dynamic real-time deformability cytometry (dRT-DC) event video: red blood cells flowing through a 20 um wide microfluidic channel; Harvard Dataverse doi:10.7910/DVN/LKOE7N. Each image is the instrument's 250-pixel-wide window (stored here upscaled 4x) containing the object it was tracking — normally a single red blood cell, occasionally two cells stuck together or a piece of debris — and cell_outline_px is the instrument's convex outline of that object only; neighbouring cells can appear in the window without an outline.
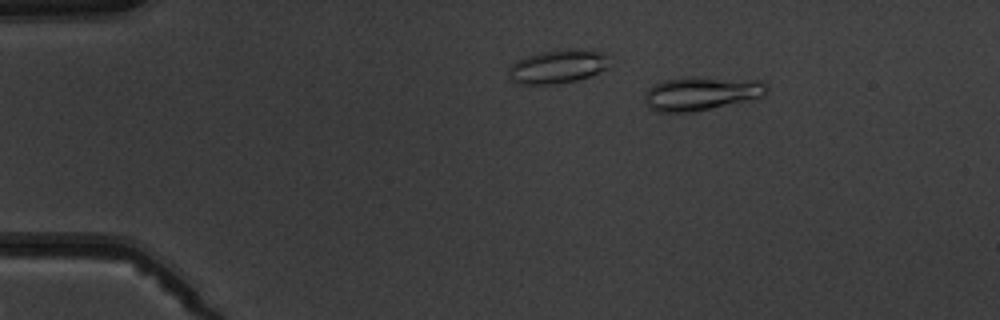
{"species": "common noctule bat (a hibernating species)", "species_latin": "Nyctalus noctula", "temperature_condition": "warm", "stored_images_in_passage": 5, "camera_frame_rate_fps": 3000, "um_per_image_px": 0.085, "animal": {"sex": "male", "body_mass_g": 19.5, "forearm_length_mm": 54.6}, "frame": {"image": 1, "passage_image": 3, "time_ms": 2.333, "image_size_px": [1000, 320], "cell_outline_px": [[768, 88], [764, 96], [748, 100], [692, 112], [656, 112], [648, 104], [644, 96], [648, 88], [660, 80], [760, 80]], "centroid_in_image_um": [59.58, 8.0], "position_along_channel_um": 25.4, "area_um2": 22.54}}